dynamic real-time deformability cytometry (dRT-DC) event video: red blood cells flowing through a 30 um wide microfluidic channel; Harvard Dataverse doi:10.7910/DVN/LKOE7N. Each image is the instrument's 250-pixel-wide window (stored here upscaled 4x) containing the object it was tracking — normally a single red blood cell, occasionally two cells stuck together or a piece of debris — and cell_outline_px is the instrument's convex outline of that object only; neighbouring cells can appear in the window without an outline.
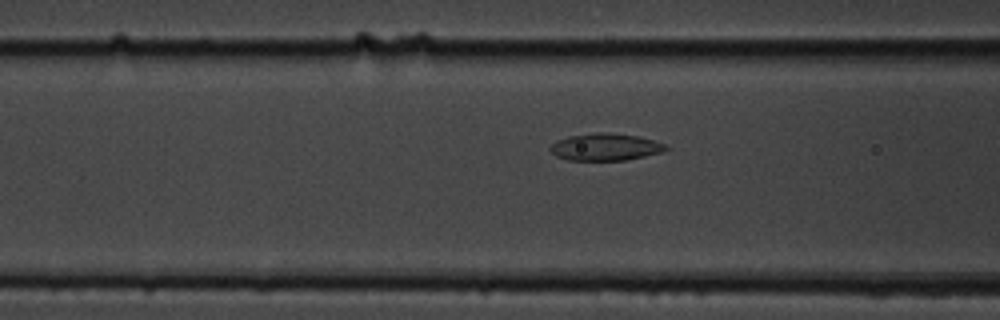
{"species": "common noctule bat (a hibernating species)", "species_latin": "Nyctalus noctula", "temperature_condition": "cold", "stored_images_in_passage": 7, "segment_of_instrument_passage": [2, 2], "camera_frame_rate_fps": 3000, "um_per_image_px": 0.085, "animal": {"sex": "male", "body_mass_g": 19.5, "forearm_length_mm": 54.6}, "frame": {"image": 1, "passage_image": 7, "time_ms": 7.0, "image_size_px": [1000, 320], "cell_outline_px": [[672, 148], [664, 152], [624, 160], [568, 160], [556, 156], [548, 148], [556, 140], [568, 136], [596, 132], [604, 132], [640, 136], [668, 144]], "centroid_in_image_um": [51.51, 12.48], "position_along_channel_um": 115.1, "area_um2": 18.55}}